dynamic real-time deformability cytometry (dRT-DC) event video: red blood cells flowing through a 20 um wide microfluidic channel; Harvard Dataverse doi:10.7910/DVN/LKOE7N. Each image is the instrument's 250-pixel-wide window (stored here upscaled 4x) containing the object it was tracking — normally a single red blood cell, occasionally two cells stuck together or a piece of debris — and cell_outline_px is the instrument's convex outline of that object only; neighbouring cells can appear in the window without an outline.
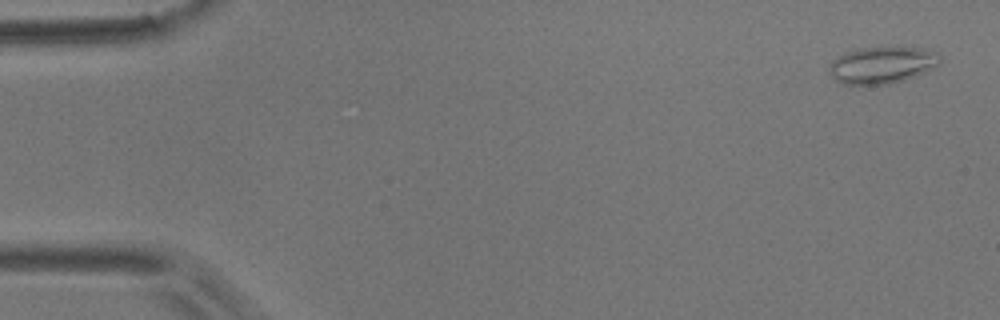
{"species": "common noctule bat (a hibernating species)", "species_latin": "Nyctalus noctula", "temperature_condition": "room temperature", "stored_images_in_passage": 5, "camera_frame_rate_fps": 3000, "um_per_image_px": 0.085, "animal": {"sex": "male", "body_mass_g": 17.9}, "frame": {"image": 1, "passage_image": 1, "time_ms": 0.0, "image_size_px": [1000, 320], "cell_outline_px": [[940, 64], [916, 76], [904, 80], [888, 84], [844, 84], [836, 80], [828, 72], [828, 64], [832, 60], [848, 52], [860, 48], [928, 48], [940, 52]], "centroid_in_image_um": [75.0, 5.53], "position_along_channel_um": 10.0, "area_um2": 23.7}}